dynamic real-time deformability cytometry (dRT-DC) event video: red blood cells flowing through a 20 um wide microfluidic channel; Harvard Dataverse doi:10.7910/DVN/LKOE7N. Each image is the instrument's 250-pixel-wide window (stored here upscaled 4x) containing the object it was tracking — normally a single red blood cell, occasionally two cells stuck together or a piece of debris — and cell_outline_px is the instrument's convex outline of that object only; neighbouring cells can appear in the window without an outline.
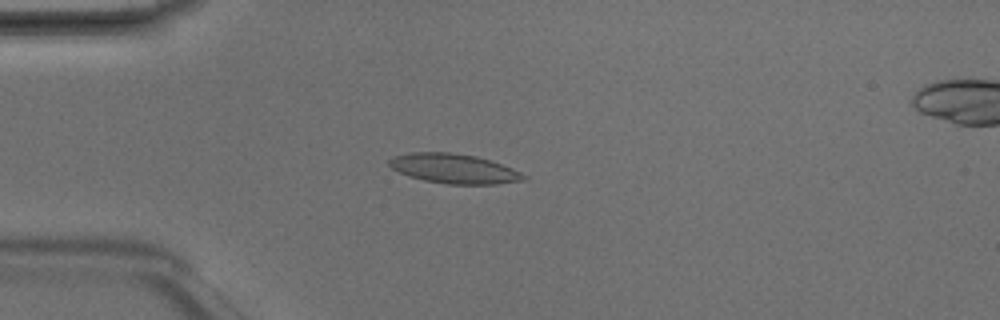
{"species": "Egyptian fruit bat (a non-hibernating species)", "species_latin": "Rousettus aegyptiacus", "temperature_condition": "room temperature", "stored_images_in_passage": 5, "camera_frame_rate_fps": 3000, "um_per_image_px": 0.085, "animal": {"sex": "male"}, "frame": {"image": 1, "passage_image": 3, "time_ms": 0.667, "image_size_px": [1000, 320], "cell_outline_px": [[528, 176], [524, 180], [496, 184], [448, 184], [424, 180], [408, 176], [392, 168], [388, 164], [388, 160], [396, 156], [408, 152], [448, 152], [476, 156], [492, 160], [512, 168]], "centroid_in_image_um": [38.6, 14.33], "position_along_channel_um": 46.4, "area_um2": 23.18}}